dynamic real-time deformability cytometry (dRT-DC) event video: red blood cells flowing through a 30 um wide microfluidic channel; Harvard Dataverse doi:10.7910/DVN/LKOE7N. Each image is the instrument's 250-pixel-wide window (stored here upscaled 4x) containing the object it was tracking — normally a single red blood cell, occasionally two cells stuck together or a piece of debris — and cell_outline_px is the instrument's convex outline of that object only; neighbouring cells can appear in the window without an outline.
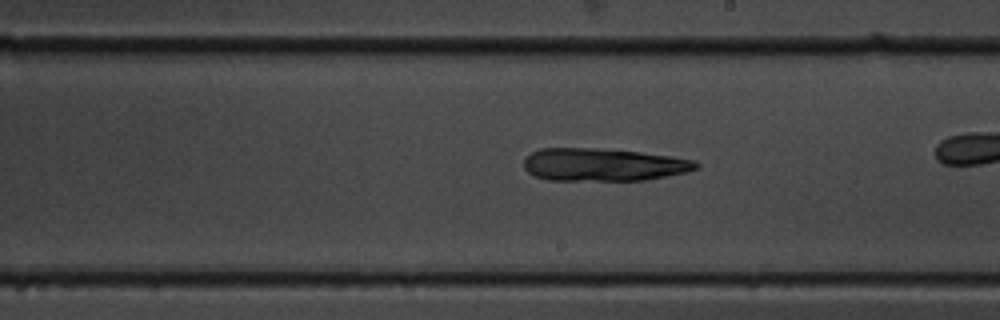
{"species": "common noctule bat (a hibernating species)", "species_latin": "Nyctalus noctula", "temperature_condition": "cold", "stored_images_in_passage": 43, "camera_frame_rate_fps": 3000, "um_per_image_px": 0.085, "animal": {"sex": "male", "body_mass_g": 19.5, "forearm_length_mm": 54.6}, "frame": {"image": 1, "passage_image": 31, "time_ms": 10.0, "image_size_px": [1000, 320], "cell_outline_px": [[700, 164], [696, 168], [688, 172], [668, 176], [644, 180], [548, 180], [536, 176], [528, 172], [524, 168], [524, 160], [532, 152], [540, 148], [596, 148], [640, 152], [672, 156], [692, 160]], "centroid_in_image_um": [51.28, 13.99], "position_along_channel_um": 237.7, "area_um2": 32.83}}